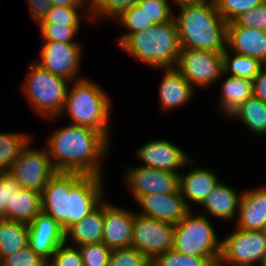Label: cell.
Listing matches in <instances>:
<instances>
[{"instance_id":"45","label":"cell","mask_w":266,"mask_h":266,"mask_svg":"<svg viewBox=\"0 0 266 266\" xmlns=\"http://www.w3.org/2000/svg\"><path fill=\"white\" fill-rule=\"evenodd\" d=\"M78 6L82 7L84 10H87V6H88V10L87 12L84 14L85 15V20L88 19L89 21L91 20L90 15L92 14V12L94 11V6L96 4V0H73ZM88 3V5H87ZM86 6V7H85ZM89 11V12H88ZM87 14V15H86Z\"/></svg>"},{"instance_id":"41","label":"cell","mask_w":266,"mask_h":266,"mask_svg":"<svg viewBox=\"0 0 266 266\" xmlns=\"http://www.w3.org/2000/svg\"><path fill=\"white\" fill-rule=\"evenodd\" d=\"M63 242L51 258L47 266H83L82 255L79 247L66 246Z\"/></svg>"},{"instance_id":"2","label":"cell","mask_w":266,"mask_h":266,"mask_svg":"<svg viewBox=\"0 0 266 266\" xmlns=\"http://www.w3.org/2000/svg\"><path fill=\"white\" fill-rule=\"evenodd\" d=\"M46 149L56 172L102 176L101 158L110 149L109 140L92 128L70 124L47 138Z\"/></svg>"},{"instance_id":"40","label":"cell","mask_w":266,"mask_h":266,"mask_svg":"<svg viewBox=\"0 0 266 266\" xmlns=\"http://www.w3.org/2000/svg\"><path fill=\"white\" fill-rule=\"evenodd\" d=\"M79 11L83 8L52 6L45 18L39 24H66V26H80Z\"/></svg>"},{"instance_id":"10","label":"cell","mask_w":266,"mask_h":266,"mask_svg":"<svg viewBox=\"0 0 266 266\" xmlns=\"http://www.w3.org/2000/svg\"><path fill=\"white\" fill-rule=\"evenodd\" d=\"M222 54L199 49H181L175 68L193 88H206L223 74Z\"/></svg>"},{"instance_id":"7","label":"cell","mask_w":266,"mask_h":266,"mask_svg":"<svg viewBox=\"0 0 266 266\" xmlns=\"http://www.w3.org/2000/svg\"><path fill=\"white\" fill-rule=\"evenodd\" d=\"M190 210L174 225L173 249L194 257H220L221 240L208 217Z\"/></svg>"},{"instance_id":"42","label":"cell","mask_w":266,"mask_h":266,"mask_svg":"<svg viewBox=\"0 0 266 266\" xmlns=\"http://www.w3.org/2000/svg\"><path fill=\"white\" fill-rule=\"evenodd\" d=\"M239 26L266 31V1L234 20Z\"/></svg>"},{"instance_id":"49","label":"cell","mask_w":266,"mask_h":266,"mask_svg":"<svg viewBox=\"0 0 266 266\" xmlns=\"http://www.w3.org/2000/svg\"><path fill=\"white\" fill-rule=\"evenodd\" d=\"M259 266H266V257L261 261Z\"/></svg>"},{"instance_id":"48","label":"cell","mask_w":266,"mask_h":266,"mask_svg":"<svg viewBox=\"0 0 266 266\" xmlns=\"http://www.w3.org/2000/svg\"><path fill=\"white\" fill-rule=\"evenodd\" d=\"M216 266H259V265L216 264Z\"/></svg>"},{"instance_id":"32","label":"cell","mask_w":266,"mask_h":266,"mask_svg":"<svg viewBox=\"0 0 266 266\" xmlns=\"http://www.w3.org/2000/svg\"><path fill=\"white\" fill-rule=\"evenodd\" d=\"M140 0H96L94 11L90 15L91 21L120 18L125 11L136 5ZM101 16V17H100ZM95 18V19H94Z\"/></svg>"},{"instance_id":"3","label":"cell","mask_w":266,"mask_h":266,"mask_svg":"<svg viewBox=\"0 0 266 266\" xmlns=\"http://www.w3.org/2000/svg\"><path fill=\"white\" fill-rule=\"evenodd\" d=\"M175 20L181 49H199L223 53L226 50L227 22L214 1L177 5Z\"/></svg>"},{"instance_id":"13","label":"cell","mask_w":266,"mask_h":266,"mask_svg":"<svg viewBox=\"0 0 266 266\" xmlns=\"http://www.w3.org/2000/svg\"><path fill=\"white\" fill-rule=\"evenodd\" d=\"M40 60L36 61L43 69L70 82L78 80L80 61H82V44H70L42 41Z\"/></svg>"},{"instance_id":"26","label":"cell","mask_w":266,"mask_h":266,"mask_svg":"<svg viewBox=\"0 0 266 266\" xmlns=\"http://www.w3.org/2000/svg\"><path fill=\"white\" fill-rule=\"evenodd\" d=\"M28 244V224L0 219V261Z\"/></svg>"},{"instance_id":"33","label":"cell","mask_w":266,"mask_h":266,"mask_svg":"<svg viewBox=\"0 0 266 266\" xmlns=\"http://www.w3.org/2000/svg\"><path fill=\"white\" fill-rule=\"evenodd\" d=\"M266 0H214L219 14L229 23L237 19L242 13L258 7Z\"/></svg>"},{"instance_id":"6","label":"cell","mask_w":266,"mask_h":266,"mask_svg":"<svg viewBox=\"0 0 266 266\" xmlns=\"http://www.w3.org/2000/svg\"><path fill=\"white\" fill-rule=\"evenodd\" d=\"M23 87V93L35 112L43 118L54 119L62 115L70 81L54 75L32 62Z\"/></svg>"},{"instance_id":"39","label":"cell","mask_w":266,"mask_h":266,"mask_svg":"<svg viewBox=\"0 0 266 266\" xmlns=\"http://www.w3.org/2000/svg\"><path fill=\"white\" fill-rule=\"evenodd\" d=\"M83 266H107L111 249L103 242L78 246Z\"/></svg>"},{"instance_id":"28","label":"cell","mask_w":266,"mask_h":266,"mask_svg":"<svg viewBox=\"0 0 266 266\" xmlns=\"http://www.w3.org/2000/svg\"><path fill=\"white\" fill-rule=\"evenodd\" d=\"M31 139L24 133H0V173L8 172Z\"/></svg>"},{"instance_id":"34","label":"cell","mask_w":266,"mask_h":266,"mask_svg":"<svg viewBox=\"0 0 266 266\" xmlns=\"http://www.w3.org/2000/svg\"><path fill=\"white\" fill-rule=\"evenodd\" d=\"M20 189L19 182L7 172L0 173V219L12 220L13 194Z\"/></svg>"},{"instance_id":"23","label":"cell","mask_w":266,"mask_h":266,"mask_svg":"<svg viewBox=\"0 0 266 266\" xmlns=\"http://www.w3.org/2000/svg\"><path fill=\"white\" fill-rule=\"evenodd\" d=\"M104 201L79 223L65 232V242L71 239L76 246L100 243L103 237Z\"/></svg>"},{"instance_id":"29","label":"cell","mask_w":266,"mask_h":266,"mask_svg":"<svg viewBox=\"0 0 266 266\" xmlns=\"http://www.w3.org/2000/svg\"><path fill=\"white\" fill-rule=\"evenodd\" d=\"M222 59L223 76L230 73V76L247 78L250 80L254 79L263 65L262 62L253 57L243 56L236 53L234 57H231L228 48L223 52Z\"/></svg>"},{"instance_id":"22","label":"cell","mask_w":266,"mask_h":266,"mask_svg":"<svg viewBox=\"0 0 266 266\" xmlns=\"http://www.w3.org/2000/svg\"><path fill=\"white\" fill-rule=\"evenodd\" d=\"M240 197L241 194L220 181L200 206L216 218L231 221L238 216Z\"/></svg>"},{"instance_id":"43","label":"cell","mask_w":266,"mask_h":266,"mask_svg":"<svg viewBox=\"0 0 266 266\" xmlns=\"http://www.w3.org/2000/svg\"><path fill=\"white\" fill-rule=\"evenodd\" d=\"M26 1V0H25ZM30 14L35 23L39 24L50 11L52 4L50 0H27Z\"/></svg>"},{"instance_id":"11","label":"cell","mask_w":266,"mask_h":266,"mask_svg":"<svg viewBox=\"0 0 266 266\" xmlns=\"http://www.w3.org/2000/svg\"><path fill=\"white\" fill-rule=\"evenodd\" d=\"M29 144L21 151L7 173L19 182L20 188L41 193L56 170L47 149L33 150L29 148Z\"/></svg>"},{"instance_id":"37","label":"cell","mask_w":266,"mask_h":266,"mask_svg":"<svg viewBox=\"0 0 266 266\" xmlns=\"http://www.w3.org/2000/svg\"><path fill=\"white\" fill-rule=\"evenodd\" d=\"M151 262L133 247L114 249L107 266H150Z\"/></svg>"},{"instance_id":"47","label":"cell","mask_w":266,"mask_h":266,"mask_svg":"<svg viewBox=\"0 0 266 266\" xmlns=\"http://www.w3.org/2000/svg\"><path fill=\"white\" fill-rule=\"evenodd\" d=\"M214 0H173L174 3L181 4H191V3H202V2H210Z\"/></svg>"},{"instance_id":"12","label":"cell","mask_w":266,"mask_h":266,"mask_svg":"<svg viewBox=\"0 0 266 266\" xmlns=\"http://www.w3.org/2000/svg\"><path fill=\"white\" fill-rule=\"evenodd\" d=\"M123 180L136 201L149 193L172 194L179 191L180 173L136 166L126 170Z\"/></svg>"},{"instance_id":"1","label":"cell","mask_w":266,"mask_h":266,"mask_svg":"<svg viewBox=\"0 0 266 266\" xmlns=\"http://www.w3.org/2000/svg\"><path fill=\"white\" fill-rule=\"evenodd\" d=\"M102 176L56 172L41 191L42 211L66 232L104 201Z\"/></svg>"},{"instance_id":"9","label":"cell","mask_w":266,"mask_h":266,"mask_svg":"<svg viewBox=\"0 0 266 266\" xmlns=\"http://www.w3.org/2000/svg\"><path fill=\"white\" fill-rule=\"evenodd\" d=\"M174 224L134 213L131 247L140 251L150 262L173 249Z\"/></svg>"},{"instance_id":"38","label":"cell","mask_w":266,"mask_h":266,"mask_svg":"<svg viewBox=\"0 0 266 266\" xmlns=\"http://www.w3.org/2000/svg\"><path fill=\"white\" fill-rule=\"evenodd\" d=\"M137 5L154 25L168 22L173 18L168 0H140Z\"/></svg>"},{"instance_id":"5","label":"cell","mask_w":266,"mask_h":266,"mask_svg":"<svg viewBox=\"0 0 266 266\" xmlns=\"http://www.w3.org/2000/svg\"><path fill=\"white\" fill-rule=\"evenodd\" d=\"M67 89L62 113L68 112L73 125L85 126L101 132L109 141L110 98L98 84L80 78Z\"/></svg>"},{"instance_id":"8","label":"cell","mask_w":266,"mask_h":266,"mask_svg":"<svg viewBox=\"0 0 266 266\" xmlns=\"http://www.w3.org/2000/svg\"><path fill=\"white\" fill-rule=\"evenodd\" d=\"M266 257L264 230L248 231L236 228L221 240L217 264L257 265Z\"/></svg>"},{"instance_id":"16","label":"cell","mask_w":266,"mask_h":266,"mask_svg":"<svg viewBox=\"0 0 266 266\" xmlns=\"http://www.w3.org/2000/svg\"><path fill=\"white\" fill-rule=\"evenodd\" d=\"M145 167L179 173L181 166L193 164L181 148L167 140H151L136 150L135 153Z\"/></svg>"},{"instance_id":"18","label":"cell","mask_w":266,"mask_h":266,"mask_svg":"<svg viewBox=\"0 0 266 266\" xmlns=\"http://www.w3.org/2000/svg\"><path fill=\"white\" fill-rule=\"evenodd\" d=\"M226 47L234 53L253 57L266 64V31L227 23Z\"/></svg>"},{"instance_id":"15","label":"cell","mask_w":266,"mask_h":266,"mask_svg":"<svg viewBox=\"0 0 266 266\" xmlns=\"http://www.w3.org/2000/svg\"><path fill=\"white\" fill-rule=\"evenodd\" d=\"M63 242L65 232L51 215L41 211L28 224L29 246L47 261Z\"/></svg>"},{"instance_id":"4","label":"cell","mask_w":266,"mask_h":266,"mask_svg":"<svg viewBox=\"0 0 266 266\" xmlns=\"http://www.w3.org/2000/svg\"><path fill=\"white\" fill-rule=\"evenodd\" d=\"M119 47L153 68L175 67L181 52L175 20L132 33Z\"/></svg>"},{"instance_id":"31","label":"cell","mask_w":266,"mask_h":266,"mask_svg":"<svg viewBox=\"0 0 266 266\" xmlns=\"http://www.w3.org/2000/svg\"><path fill=\"white\" fill-rule=\"evenodd\" d=\"M116 20L117 22H120V25L123 24V27H126L130 31L121 35L117 39L118 41L116 42L118 43V46H120L132 33L145 31L154 25L137 4L125 11V13Z\"/></svg>"},{"instance_id":"46","label":"cell","mask_w":266,"mask_h":266,"mask_svg":"<svg viewBox=\"0 0 266 266\" xmlns=\"http://www.w3.org/2000/svg\"><path fill=\"white\" fill-rule=\"evenodd\" d=\"M52 6H64L70 8H82L78 6L73 0H50Z\"/></svg>"},{"instance_id":"20","label":"cell","mask_w":266,"mask_h":266,"mask_svg":"<svg viewBox=\"0 0 266 266\" xmlns=\"http://www.w3.org/2000/svg\"><path fill=\"white\" fill-rule=\"evenodd\" d=\"M164 70V76L159 86L160 104L163 110L177 109L188 103L194 88L175 67L158 68Z\"/></svg>"},{"instance_id":"44","label":"cell","mask_w":266,"mask_h":266,"mask_svg":"<svg viewBox=\"0 0 266 266\" xmlns=\"http://www.w3.org/2000/svg\"><path fill=\"white\" fill-rule=\"evenodd\" d=\"M253 96L266 103V64L253 79Z\"/></svg>"},{"instance_id":"21","label":"cell","mask_w":266,"mask_h":266,"mask_svg":"<svg viewBox=\"0 0 266 266\" xmlns=\"http://www.w3.org/2000/svg\"><path fill=\"white\" fill-rule=\"evenodd\" d=\"M219 179L212 170L194 168L180 174L179 190L190 210L189 201L201 205L210 192L219 184ZM188 199V200H187Z\"/></svg>"},{"instance_id":"14","label":"cell","mask_w":266,"mask_h":266,"mask_svg":"<svg viewBox=\"0 0 266 266\" xmlns=\"http://www.w3.org/2000/svg\"><path fill=\"white\" fill-rule=\"evenodd\" d=\"M136 201L142 209L137 214L174 225L190 211L180 190L172 194L149 193Z\"/></svg>"},{"instance_id":"35","label":"cell","mask_w":266,"mask_h":266,"mask_svg":"<svg viewBox=\"0 0 266 266\" xmlns=\"http://www.w3.org/2000/svg\"><path fill=\"white\" fill-rule=\"evenodd\" d=\"M44 41L80 44L73 41L80 26H66V24H38Z\"/></svg>"},{"instance_id":"25","label":"cell","mask_w":266,"mask_h":266,"mask_svg":"<svg viewBox=\"0 0 266 266\" xmlns=\"http://www.w3.org/2000/svg\"><path fill=\"white\" fill-rule=\"evenodd\" d=\"M230 118L240 119L250 132L266 134V103L252 96L236 109Z\"/></svg>"},{"instance_id":"36","label":"cell","mask_w":266,"mask_h":266,"mask_svg":"<svg viewBox=\"0 0 266 266\" xmlns=\"http://www.w3.org/2000/svg\"><path fill=\"white\" fill-rule=\"evenodd\" d=\"M48 261L37 255L36 252L27 244L15 250L13 254L3 258L0 266H47Z\"/></svg>"},{"instance_id":"24","label":"cell","mask_w":266,"mask_h":266,"mask_svg":"<svg viewBox=\"0 0 266 266\" xmlns=\"http://www.w3.org/2000/svg\"><path fill=\"white\" fill-rule=\"evenodd\" d=\"M253 80L228 76L222 83L220 111L228 117L247 99L253 96Z\"/></svg>"},{"instance_id":"30","label":"cell","mask_w":266,"mask_h":266,"mask_svg":"<svg viewBox=\"0 0 266 266\" xmlns=\"http://www.w3.org/2000/svg\"><path fill=\"white\" fill-rule=\"evenodd\" d=\"M220 257H194L170 249L156 256L151 266H216Z\"/></svg>"},{"instance_id":"17","label":"cell","mask_w":266,"mask_h":266,"mask_svg":"<svg viewBox=\"0 0 266 266\" xmlns=\"http://www.w3.org/2000/svg\"><path fill=\"white\" fill-rule=\"evenodd\" d=\"M106 201L102 242L111 250L131 247L134 212Z\"/></svg>"},{"instance_id":"19","label":"cell","mask_w":266,"mask_h":266,"mask_svg":"<svg viewBox=\"0 0 266 266\" xmlns=\"http://www.w3.org/2000/svg\"><path fill=\"white\" fill-rule=\"evenodd\" d=\"M236 228L264 230L266 226V185L241 193Z\"/></svg>"},{"instance_id":"27","label":"cell","mask_w":266,"mask_h":266,"mask_svg":"<svg viewBox=\"0 0 266 266\" xmlns=\"http://www.w3.org/2000/svg\"><path fill=\"white\" fill-rule=\"evenodd\" d=\"M41 211V193L31 189L20 188L13 194V221L29 224Z\"/></svg>"}]
</instances>
